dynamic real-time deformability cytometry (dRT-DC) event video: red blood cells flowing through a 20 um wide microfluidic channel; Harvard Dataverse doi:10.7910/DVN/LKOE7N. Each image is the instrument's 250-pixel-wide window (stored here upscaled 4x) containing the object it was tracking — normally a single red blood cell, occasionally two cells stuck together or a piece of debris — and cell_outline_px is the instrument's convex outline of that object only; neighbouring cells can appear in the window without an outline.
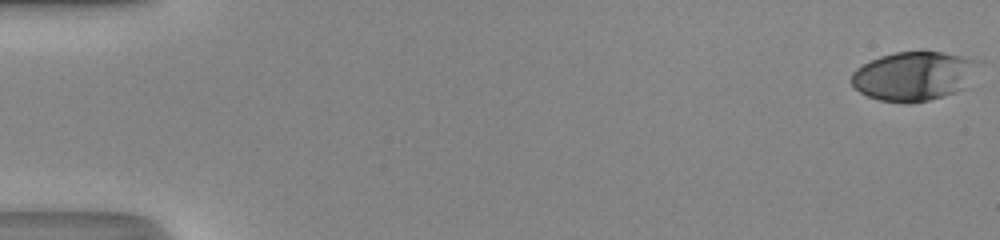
{"species": "human", "species_latin": "Homo sapiens", "temperature_condition": "room temperature", "stored_images_in_passage": 50, "camera_frame_rate_fps": 3000, "um_per_image_px": 0.085, "donor": {"sex": "male"}, "frame": {"image": 1, "passage_image": 1, "time_ms": 0.0, "image_size_px": [1000, 240], "cell_outline_px": [[984, 64], [964, 88], [956, 92], [928, 100], [908, 104], [880, 100], [868, 96], [860, 92], [852, 84], [852, 72], [856, 68], [880, 56], [896, 52], [940, 52], [964, 56], [984, 60]], "centroid_in_image_um": [77.76, 6.46], "position_along_channel_um": 7.2, "area_um2": 36.7}}
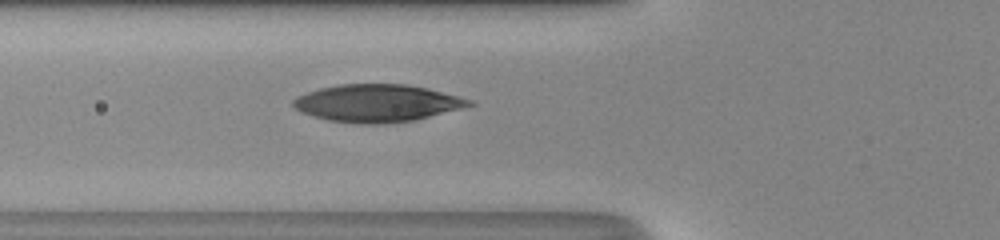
{"frame": {"image": 2, "passage_image": 20, "time_ms": 6.333, "image_size_px": [1000, 240], "cell_outline_px": [[476, 104], [464, 108], [416, 120], [388, 124], [360, 124], [328, 120], [300, 112], [292, 104], [292, 100], [296, 96], [320, 88], [340, 84], [408, 84], [428, 88], [472, 100]], "centroid_in_image_um": [32.08, 8.77], "position_along_channel_um": 93.7, "area_um2": 38.67}}
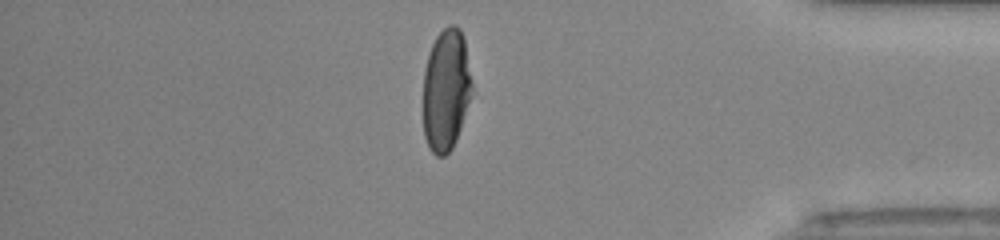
{"frame": {"image": 3, "passage_image": 43, "time_ms": 14.0, "image_size_px": [1000, 240], "cell_outline_px": [[472, 92], [456, 140], [452, 148], [444, 156], [436, 156], [428, 148], [424, 136], [424, 72], [428, 52], [436, 36], [448, 24], [456, 24], [460, 28], [464, 40], [472, 84]], "centroid_in_image_um": [37.9, 7.63], "position_along_channel_um": 397.3, "area_um2": 34.62}, "authors_computed_cell_mechanics": {"area_um2": 37.3966, "velocity_mm_per_s": 4.3284, "shape_relaxation_time_tau1_ms": 3.9921, "shape_relaxation_time_tau2_ms": 0.8282, "deformation_change_tau1": 0.2207, "deformation_change_tau2": 0.0555}}